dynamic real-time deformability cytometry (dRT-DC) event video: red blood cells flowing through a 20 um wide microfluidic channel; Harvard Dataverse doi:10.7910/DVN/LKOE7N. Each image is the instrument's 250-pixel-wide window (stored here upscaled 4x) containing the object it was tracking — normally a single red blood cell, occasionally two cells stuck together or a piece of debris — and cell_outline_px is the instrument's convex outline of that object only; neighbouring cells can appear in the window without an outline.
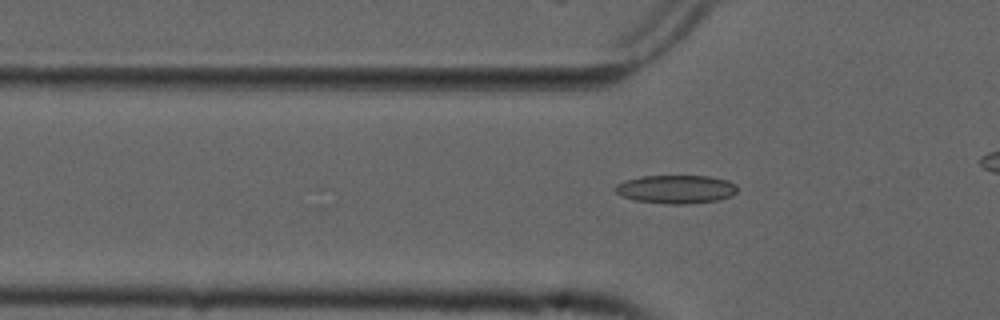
{"species": "common noctule bat (a hibernating species)", "species_latin": "Nyctalus noctula", "temperature_condition": "cold", "stored_images_in_passage": 6, "camera_frame_rate_fps": 3000, "um_per_image_px": 0.085, "animal": {"sex": "male", "forearm_length_mm": 52.5}, "frame": {"image": 1, "passage_image": 6, "time_ms": 1.667, "image_size_px": [1000, 320], "cell_outline_px": [[736, 192], [732, 196], [720, 200], [688, 204], [668, 204], [636, 200], [624, 196], [616, 192], [612, 188], [616, 184], [624, 180], [644, 176], [708, 176], [728, 180], [736, 184]], "centroid_in_image_um": [57.48, 16.08], "position_along_channel_um": 68.3, "area_um2": 20.29}}